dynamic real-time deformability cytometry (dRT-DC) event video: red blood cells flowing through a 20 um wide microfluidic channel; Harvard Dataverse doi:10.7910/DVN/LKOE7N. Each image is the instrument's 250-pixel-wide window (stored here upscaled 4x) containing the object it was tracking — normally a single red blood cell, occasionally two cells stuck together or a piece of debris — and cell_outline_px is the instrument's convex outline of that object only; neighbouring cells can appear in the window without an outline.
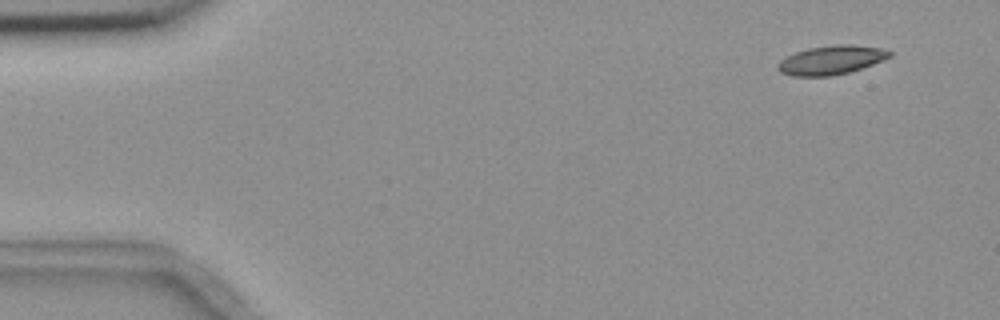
{"species": "common noctule bat (a hibernating species)", "species_latin": "Nyctalus noctula", "temperature_condition": "room temperature", "stored_images_in_passage": 4, "camera_frame_rate_fps": 3000, "um_per_image_px": 0.085, "animal": {"sex": "female", "body_mass_g": 18.4}, "frame": {"image": 1, "passage_image": 1, "time_ms": 0.0, "image_size_px": [1000, 320], "cell_outline_px": [[892, 56], [872, 64], [848, 72], [832, 76], [792, 76], [780, 72], [776, 68], [776, 64], [780, 60], [796, 52], [808, 48], [836, 44], [852, 44], [880, 48], [892, 52]], "centroid_in_image_um": [70.62, 5.1], "position_along_channel_um": 14.4, "area_um2": 18.79}}